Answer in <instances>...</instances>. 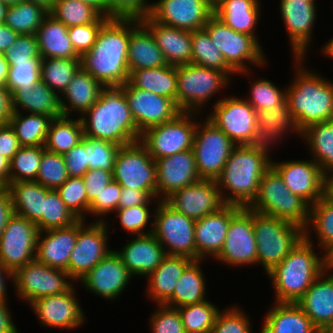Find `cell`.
I'll return each mask as SVG.
<instances>
[{"label": "cell", "instance_id": "1", "mask_svg": "<svg viewBox=\"0 0 333 333\" xmlns=\"http://www.w3.org/2000/svg\"><path fill=\"white\" fill-rule=\"evenodd\" d=\"M129 39L130 19H109L98 32L95 44L80 57L81 68L104 86L127 83Z\"/></svg>", "mask_w": 333, "mask_h": 333}, {"label": "cell", "instance_id": "2", "mask_svg": "<svg viewBox=\"0 0 333 333\" xmlns=\"http://www.w3.org/2000/svg\"><path fill=\"white\" fill-rule=\"evenodd\" d=\"M84 137L111 141L120 146L141 139L121 86H105L100 98L81 117Z\"/></svg>", "mask_w": 333, "mask_h": 333}, {"label": "cell", "instance_id": "3", "mask_svg": "<svg viewBox=\"0 0 333 333\" xmlns=\"http://www.w3.org/2000/svg\"><path fill=\"white\" fill-rule=\"evenodd\" d=\"M304 229V237L292 251L267 273L275 289V302L296 303L327 268L325 253L314 252L312 236ZM323 255V256H322Z\"/></svg>", "mask_w": 333, "mask_h": 333}, {"label": "cell", "instance_id": "4", "mask_svg": "<svg viewBox=\"0 0 333 333\" xmlns=\"http://www.w3.org/2000/svg\"><path fill=\"white\" fill-rule=\"evenodd\" d=\"M294 60L296 76L286 87V101L302 132L313 124L333 120V84L306 69L303 58Z\"/></svg>", "mask_w": 333, "mask_h": 333}, {"label": "cell", "instance_id": "5", "mask_svg": "<svg viewBox=\"0 0 333 333\" xmlns=\"http://www.w3.org/2000/svg\"><path fill=\"white\" fill-rule=\"evenodd\" d=\"M270 166L271 161L263 154L248 145H236L216 179L224 203L248 207L256 198L260 180Z\"/></svg>", "mask_w": 333, "mask_h": 333}, {"label": "cell", "instance_id": "6", "mask_svg": "<svg viewBox=\"0 0 333 333\" xmlns=\"http://www.w3.org/2000/svg\"><path fill=\"white\" fill-rule=\"evenodd\" d=\"M248 208L289 221L304 229L310 205L290 191L279 172L271 165L260 180L258 194Z\"/></svg>", "mask_w": 333, "mask_h": 333}, {"label": "cell", "instance_id": "7", "mask_svg": "<svg viewBox=\"0 0 333 333\" xmlns=\"http://www.w3.org/2000/svg\"><path fill=\"white\" fill-rule=\"evenodd\" d=\"M257 264L266 274L279 264L304 237V229L274 216L253 210Z\"/></svg>", "mask_w": 333, "mask_h": 333}, {"label": "cell", "instance_id": "8", "mask_svg": "<svg viewBox=\"0 0 333 333\" xmlns=\"http://www.w3.org/2000/svg\"><path fill=\"white\" fill-rule=\"evenodd\" d=\"M231 79L217 69L193 63L177 66L176 104L181 112L201 113L202 107Z\"/></svg>", "mask_w": 333, "mask_h": 333}, {"label": "cell", "instance_id": "9", "mask_svg": "<svg viewBox=\"0 0 333 333\" xmlns=\"http://www.w3.org/2000/svg\"><path fill=\"white\" fill-rule=\"evenodd\" d=\"M204 29L208 32L213 44L219 48L227 65L236 74H245L249 71L248 64L261 66L266 63V55L253 36L238 33L227 26L216 15H212ZM249 62V63H247Z\"/></svg>", "mask_w": 333, "mask_h": 333}, {"label": "cell", "instance_id": "10", "mask_svg": "<svg viewBox=\"0 0 333 333\" xmlns=\"http://www.w3.org/2000/svg\"><path fill=\"white\" fill-rule=\"evenodd\" d=\"M154 209L152 234L163 246L167 255L185 256L196 260L195 220L177 212L164 200Z\"/></svg>", "mask_w": 333, "mask_h": 333}, {"label": "cell", "instance_id": "11", "mask_svg": "<svg viewBox=\"0 0 333 333\" xmlns=\"http://www.w3.org/2000/svg\"><path fill=\"white\" fill-rule=\"evenodd\" d=\"M112 175L121 187L145 191L156 198V163L140 140L120 146Z\"/></svg>", "mask_w": 333, "mask_h": 333}, {"label": "cell", "instance_id": "12", "mask_svg": "<svg viewBox=\"0 0 333 333\" xmlns=\"http://www.w3.org/2000/svg\"><path fill=\"white\" fill-rule=\"evenodd\" d=\"M199 114L181 112L168 122L148 128L142 133L140 141L155 161L191 150L198 123L195 117Z\"/></svg>", "mask_w": 333, "mask_h": 333}, {"label": "cell", "instance_id": "13", "mask_svg": "<svg viewBox=\"0 0 333 333\" xmlns=\"http://www.w3.org/2000/svg\"><path fill=\"white\" fill-rule=\"evenodd\" d=\"M205 119V123H197L192 150L200 179L216 180L236 144L221 129Z\"/></svg>", "mask_w": 333, "mask_h": 333}, {"label": "cell", "instance_id": "14", "mask_svg": "<svg viewBox=\"0 0 333 333\" xmlns=\"http://www.w3.org/2000/svg\"><path fill=\"white\" fill-rule=\"evenodd\" d=\"M70 280L66 271L51 268L35 258L13 272L12 284L18 297L30 305L41 297L66 292L73 285Z\"/></svg>", "mask_w": 333, "mask_h": 333}, {"label": "cell", "instance_id": "15", "mask_svg": "<svg viewBox=\"0 0 333 333\" xmlns=\"http://www.w3.org/2000/svg\"><path fill=\"white\" fill-rule=\"evenodd\" d=\"M92 221L86 226V220H78V234L68 264V275L71 281L81 280L112 249L108 247V223Z\"/></svg>", "mask_w": 333, "mask_h": 333}, {"label": "cell", "instance_id": "16", "mask_svg": "<svg viewBox=\"0 0 333 333\" xmlns=\"http://www.w3.org/2000/svg\"><path fill=\"white\" fill-rule=\"evenodd\" d=\"M38 234L35 223L14 213L0 237V262L3 266L14 272L34 260Z\"/></svg>", "mask_w": 333, "mask_h": 333}, {"label": "cell", "instance_id": "17", "mask_svg": "<svg viewBox=\"0 0 333 333\" xmlns=\"http://www.w3.org/2000/svg\"><path fill=\"white\" fill-rule=\"evenodd\" d=\"M207 116L236 145H247L258 124L257 111L245 98L224 97L215 102Z\"/></svg>", "mask_w": 333, "mask_h": 333}, {"label": "cell", "instance_id": "18", "mask_svg": "<svg viewBox=\"0 0 333 333\" xmlns=\"http://www.w3.org/2000/svg\"><path fill=\"white\" fill-rule=\"evenodd\" d=\"M257 244L253 228V210L241 207L232 217L222 250L215 258L234 266L257 264Z\"/></svg>", "mask_w": 333, "mask_h": 333}, {"label": "cell", "instance_id": "19", "mask_svg": "<svg viewBox=\"0 0 333 333\" xmlns=\"http://www.w3.org/2000/svg\"><path fill=\"white\" fill-rule=\"evenodd\" d=\"M123 92L141 134L148 128L174 119L181 113L173 99L138 89L129 81L123 84Z\"/></svg>", "mask_w": 333, "mask_h": 333}, {"label": "cell", "instance_id": "20", "mask_svg": "<svg viewBox=\"0 0 333 333\" xmlns=\"http://www.w3.org/2000/svg\"><path fill=\"white\" fill-rule=\"evenodd\" d=\"M290 191L300 196L310 206L326 194L327 176L313 160L273 162Z\"/></svg>", "mask_w": 333, "mask_h": 333}, {"label": "cell", "instance_id": "21", "mask_svg": "<svg viewBox=\"0 0 333 333\" xmlns=\"http://www.w3.org/2000/svg\"><path fill=\"white\" fill-rule=\"evenodd\" d=\"M213 14L208 0H158L152 3L150 16L163 25L195 31L204 29Z\"/></svg>", "mask_w": 333, "mask_h": 333}, {"label": "cell", "instance_id": "22", "mask_svg": "<svg viewBox=\"0 0 333 333\" xmlns=\"http://www.w3.org/2000/svg\"><path fill=\"white\" fill-rule=\"evenodd\" d=\"M75 285L61 294L41 297L30 306L38 320L46 327L76 329L85 323L83 312L76 298Z\"/></svg>", "mask_w": 333, "mask_h": 333}, {"label": "cell", "instance_id": "23", "mask_svg": "<svg viewBox=\"0 0 333 333\" xmlns=\"http://www.w3.org/2000/svg\"><path fill=\"white\" fill-rule=\"evenodd\" d=\"M164 201L195 221L225 205L216 180L205 179L175 191Z\"/></svg>", "mask_w": 333, "mask_h": 333}, {"label": "cell", "instance_id": "24", "mask_svg": "<svg viewBox=\"0 0 333 333\" xmlns=\"http://www.w3.org/2000/svg\"><path fill=\"white\" fill-rule=\"evenodd\" d=\"M316 3L312 0H280V14L294 58H305L316 21Z\"/></svg>", "mask_w": 333, "mask_h": 333}, {"label": "cell", "instance_id": "25", "mask_svg": "<svg viewBox=\"0 0 333 333\" xmlns=\"http://www.w3.org/2000/svg\"><path fill=\"white\" fill-rule=\"evenodd\" d=\"M132 278L119 255L112 250L80 282L87 291L114 301L124 292Z\"/></svg>", "mask_w": 333, "mask_h": 333}, {"label": "cell", "instance_id": "26", "mask_svg": "<svg viewBox=\"0 0 333 333\" xmlns=\"http://www.w3.org/2000/svg\"><path fill=\"white\" fill-rule=\"evenodd\" d=\"M155 163L157 172L156 197L159 200H165L175 191L201 180L192 149L157 159Z\"/></svg>", "mask_w": 333, "mask_h": 333}, {"label": "cell", "instance_id": "27", "mask_svg": "<svg viewBox=\"0 0 333 333\" xmlns=\"http://www.w3.org/2000/svg\"><path fill=\"white\" fill-rule=\"evenodd\" d=\"M240 208L239 205L225 204L218 211L195 221L196 260L219 255L231 217Z\"/></svg>", "mask_w": 333, "mask_h": 333}, {"label": "cell", "instance_id": "28", "mask_svg": "<svg viewBox=\"0 0 333 333\" xmlns=\"http://www.w3.org/2000/svg\"><path fill=\"white\" fill-rule=\"evenodd\" d=\"M331 271V274L328 272ZM328 274V277L326 276ZM296 304L318 330L333 328V273L325 268Z\"/></svg>", "mask_w": 333, "mask_h": 333}, {"label": "cell", "instance_id": "29", "mask_svg": "<svg viewBox=\"0 0 333 333\" xmlns=\"http://www.w3.org/2000/svg\"><path fill=\"white\" fill-rule=\"evenodd\" d=\"M77 234L78 221L71 226L39 232L36 259L51 268L68 273V264L76 245Z\"/></svg>", "mask_w": 333, "mask_h": 333}, {"label": "cell", "instance_id": "30", "mask_svg": "<svg viewBox=\"0 0 333 333\" xmlns=\"http://www.w3.org/2000/svg\"><path fill=\"white\" fill-rule=\"evenodd\" d=\"M120 251H115L131 276L152 273L166 257V252L153 234L139 235L128 241Z\"/></svg>", "mask_w": 333, "mask_h": 333}, {"label": "cell", "instance_id": "31", "mask_svg": "<svg viewBox=\"0 0 333 333\" xmlns=\"http://www.w3.org/2000/svg\"><path fill=\"white\" fill-rule=\"evenodd\" d=\"M141 21L153 34L167 64L178 66L191 63V31L163 25L156 22L150 15Z\"/></svg>", "mask_w": 333, "mask_h": 333}, {"label": "cell", "instance_id": "32", "mask_svg": "<svg viewBox=\"0 0 333 333\" xmlns=\"http://www.w3.org/2000/svg\"><path fill=\"white\" fill-rule=\"evenodd\" d=\"M165 65H167V61L149 28L141 20L130 19L129 73L137 69L157 68Z\"/></svg>", "mask_w": 333, "mask_h": 333}, {"label": "cell", "instance_id": "33", "mask_svg": "<svg viewBox=\"0 0 333 333\" xmlns=\"http://www.w3.org/2000/svg\"><path fill=\"white\" fill-rule=\"evenodd\" d=\"M104 87L91 74L80 68L60 95L63 116L70 117L74 111L81 117L100 98Z\"/></svg>", "mask_w": 333, "mask_h": 333}, {"label": "cell", "instance_id": "34", "mask_svg": "<svg viewBox=\"0 0 333 333\" xmlns=\"http://www.w3.org/2000/svg\"><path fill=\"white\" fill-rule=\"evenodd\" d=\"M193 259L166 255L161 264L146 278V292L156 304H163L174 292L178 279Z\"/></svg>", "mask_w": 333, "mask_h": 333}, {"label": "cell", "instance_id": "35", "mask_svg": "<svg viewBox=\"0 0 333 333\" xmlns=\"http://www.w3.org/2000/svg\"><path fill=\"white\" fill-rule=\"evenodd\" d=\"M11 103L13 112H21L20 109H23L22 111L47 115L53 119L63 116L60 96L42 80L36 82L33 88L16 90L11 95Z\"/></svg>", "mask_w": 333, "mask_h": 333}, {"label": "cell", "instance_id": "36", "mask_svg": "<svg viewBox=\"0 0 333 333\" xmlns=\"http://www.w3.org/2000/svg\"><path fill=\"white\" fill-rule=\"evenodd\" d=\"M259 0H221L213 7L214 15L238 33L253 36L257 41L256 26L260 16Z\"/></svg>", "mask_w": 333, "mask_h": 333}, {"label": "cell", "instance_id": "37", "mask_svg": "<svg viewBox=\"0 0 333 333\" xmlns=\"http://www.w3.org/2000/svg\"><path fill=\"white\" fill-rule=\"evenodd\" d=\"M260 333H318L310 318L296 303H278L266 313Z\"/></svg>", "mask_w": 333, "mask_h": 333}, {"label": "cell", "instance_id": "38", "mask_svg": "<svg viewBox=\"0 0 333 333\" xmlns=\"http://www.w3.org/2000/svg\"><path fill=\"white\" fill-rule=\"evenodd\" d=\"M36 37L42 58H80L72 46L68 27L49 13L37 30Z\"/></svg>", "mask_w": 333, "mask_h": 333}, {"label": "cell", "instance_id": "39", "mask_svg": "<svg viewBox=\"0 0 333 333\" xmlns=\"http://www.w3.org/2000/svg\"><path fill=\"white\" fill-rule=\"evenodd\" d=\"M15 214L37 224L42 219L44 200L50 190L36 181L10 182L5 187Z\"/></svg>", "mask_w": 333, "mask_h": 333}, {"label": "cell", "instance_id": "40", "mask_svg": "<svg viewBox=\"0 0 333 333\" xmlns=\"http://www.w3.org/2000/svg\"><path fill=\"white\" fill-rule=\"evenodd\" d=\"M203 260H193L178 279L173 294L163 303L172 308L198 304L206 301V281L202 268Z\"/></svg>", "mask_w": 333, "mask_h": 333}, {"label": "cell", "instance_id": "41", "mask_svg": "<svg viewBox=\"0 0 333 333\" xmlns=\"http://www.w3.org/2000/svg\"><path fill=\"white\" fill-rule=\"evenodd\" d=\"M129 82L136 88L153 92L176 102L177 66L165 65L157 68L133 70Z\"/></svg>", "mask_w": 333, "mask_h": 333}, {"label": "cell", "instance_id": "42", "mask_svg": "<svg viewBox=\"0 0 333 333\" xmlns=\"http://www.w3.org/2000/svg\"><path fill=\"white\" fill-rule=\"evenodd\" d=\"M313 160L328 176L333 172V120L316 123L301 132Z\"/></svg>", "mask_w": 333, "mask_h": 333}, {"label": "cell", "instance_id": "43", "mask_svg": "<svg viewBox=\"0 0 333 333\" xmlns=\"http://www.w3.org/2000/svg\"><path fill=\"white\" fill-rule=\"evenodd\" d=\"M84 138L81 118L61 116L53 119L45 141V150L64 155Z\"/></svg>", "mask_w": 333, "mask_h": 333}, {"label": "cell", "instance_id": "44", "mask_svg": "<svg viewBox=\"0 0 333 333\" xmlns=\"http://www.w3.org/2000/svg\"><path fill=\"white\" fill-rule=\"evenodd\" d=\"M12 112L9 124L14 129L21 147L44 146L52 117L33 114L23 115Z\"/></svg>", "mask_w": 333, "mask_h": 333}, {"label": "cell", "instance_id": "45", "mask_svg": "<svg viewBox=\"0 0 333 333\" xmlns=\"http://www.w3.org/2000/svg\"><path fill=\"white\" fill-rule=\"evenodd\" d=\"M315 232L319 247L327 255L333 248V198L327 193L310 206L307 225Z\"/></svg>", "mask_w": 333, "mask_h": 333}, {"label": "cell", "instance_id": "46", "mask_svg": "<svg viewBox=\"0 0 333 333\" xmlns=\"http://www.w3.org/2000/svg\"><path fill=\"white\" fill-rule=\"evenodd\" d=\"M191 63L224 72L230 79L236 73L227 65L222 52L210 39L205 29L191 31ZM232 75V76H231Z\"/></svg>", "mask_w": 333, "mask_h": 333}, {"label": "cell", "instance_id": "47", "mask_svg": "<svg viewBox=\"0 0 333 333\" xmlns=\"http://www.w3.org/2000/svg\"><path fill=\"white\" fill-rule=\"evenodd\" d=\"M49 14L68 28L89 23H106L109 20L78 0H55Z\"/></svg>", "mask_w": 333, "mask_h": 333}, {"label": "cell", "instance_id": "48", "mask_svg": "<svg viewBox=\"0 0 333 333\" xmlns=\"http://www.w3.org/2000/svg\"><path fill=\"white\" fill-rule=\"evenodd\" d=\"M80 68V58H42L41 80L60 95Z\"/></svg>", "mask_w": 333, "mask_h": 333}, {"label": "cell", "instance_id": "49", "mask_svg": "<svg viewBox=\"0 0 333 333\" xmlns=\"http://www.w3.org/2000/svg\"><path fill=\"white\" fill-rule=\"evenodd\" d=\"M48 12L41 6L25 1L16 5L8 6L5 21L9 28L22 34L36 35Z\"/></svg>", "mask_w": 333, "mask_h": 333}, {"label": "cell", "instance_id": "50", "mask_svg": "<svg viewBox=\"0 0 333 333\" xmlns=\"http://www.w3.org/2000/svg\"><path fill=\"white\" fill-rule=\"evenodd\" d=\"M79 219L61 200L57 190L50 189L44 200L42 219L36 224L39 232L71 226Z\"/></svg>", "mask_w": 333, "mask_h": 333}, {"label": "cell", "instance_id": "51", "mask_svg": "<svg viewBox=\"0 0 333 333\" xmlns=\"http://www.w3.org/2000/svg\"><path fill=\"white\" fill-rule=\"evenodd\" d=\"M177 309L186 333H211L216 316L220 311L208 300Z\"/></svg>", "mask_w": 333, "mask_h": 333}, {"label": "cell", "instance_id": "52", "mask_svg": "<svg viewBox=\"0 0 333 333\" xmlns=\"http://www.w3.org/2000/svg\"><path fill=\"white\" fill-rule=\"evenodd\" d=\"M44 146L21 147L10 161V182L36 181Z\"/></svg>", "mask_w": 333, "mask_h": 333}, {"label": "cell", "instance_id": "53", "mask_svg": "<svg viewBox=\"0 0 333 333\" xmlns=\"http://www.w3.org/2000/svg\"><path fill=\"white\" fill-rule=\"evenodd\" d=\"M9 72L5 87L12 95L16 90L33 88L41 80L42 56L33 57L28 61L8 62Z\"/></svg>", "mask_w": 333, "mask_h": 333}, {"label": "cell", "instance_id": "54", "mask_svg": "<svg viewBox=\"0 0 333 333\" xmlns=\"http://www.w3.org/2000/svg\"><path fill=\"white\" fill-rule=\"evenodd\" d=\"M251 83L249 97L245 99L257 112L271 110L286 102V88L280 90L268 79H258Z\"/></svg>", "mask_w": 333, "mask_h": 333}, {"label": "cell", "instance_id": "55", "mask_svg": "<svg viewBox=\"0 0 333 333\" xmlns=\"http://www.w3.org/2000/svg\"><path fill=\"white\" fill-rule=\"evenodd\" d=\"M68 178L64 156L45 150L36 182L47 189L57 190Z\"/></svg>", "mask_w": 333, "mask_h": 333}, {"label": "cell", "instance_id": "56", "mask_svg": "<svg viewBox=\"0 0 333 333\" xmlns=\"http://www.w3.org/2000/svg\"><path fill=\"white\" fill-rule=\"evenodd\" d=\"M257 121L258 125L265 126V131H275L281 137L289 131H294L301 137V131L298 129L287 101L271 110L257 112Z\"/></svg>", "mask_w": 333, "mask_h": 333}, {"label": "cell", "instance_id": "57", "mask_svg": "<svg viewBox=\"0 0 333 333\" xmlns=\"http://www.w3.org/2000/svg\"><path fill=\"white\" fill-rule=\"evenodd\" d=\"M61 200L78 218L85 220L88 214V198L82 177H69L58 189ZM87 212V214H86Z\"/></svg>", "mask_w": 333, "mask_h": 333}, {"label": "cell", "instance_id": "58", "mask_svg": "<svg viewBox=\"0 0 333 333\" xmlns=\"http://www.w3.org/2000/svg\"><path fill=\"white\" fill-rule=\"evenodd\" d=\"M119 148L120 145L111 141L85 137V149H89V170L102 169L113 172Z\"/></svg>", "mask_w": 333, "mask_h": 333}, {"label": "cell", "instance_id": "59", "mask_svg": "<svg viewBox=\"0 0 333 333\" xmlns=\"http://www.w3.org/2000/svg\"><path fill=\"white\" fill-rule=\"evenodd\" d=\"M149 205H137L128 208H118L115 212L119 217L120 225L131 234L136 236L152 234V227L146 232L145 227L149 224L151 216Z\"/></svg>", "mask_w": 333, "mask_h": 333}, {"label": "cell", "instance_id": "60", "mask_svg": "<svg viewBox=\"0 0 333 333\" xmlns=\"http://www.w3.org/2000/svg\"><path fill=\"white\" fill-rule=\"evenodd\" d=\"M216 316L211 333H252L249 318L238 306L224 308Z\"/></svg>", "mask_w": 333, "mask_h": 333}, {"label": "cell", "instance_id": "61", "mask_svg": "<svg viewBox=\"0 0 333 333\" xmlns=\"http://www.w3.org/2000/svg\"><path fill=\"white\" fill-rule=\"evenodd\" d=\"M109 19L142 20L151 13L152 3L148 0H107Z\"/></svg>", "mask_w": 333, "mask_h": 333}, {"label": "cell", "instance_id": "62", "mask_svg": "<svg viewBox=\"0 0 333 333\" xmlns=\"http://www.w3.org/2000/svg\"><path fill=\"white\" fill-rule=\"evenodd\" d=\"M154 311L150 319L151 333H186L177 308L164 304Z\"/></svg>", "mask_w": 333, "mask_h": 333}, {"label": "cell", "instance_id": "63", "mask_svg": "<svg viewBox=\"0 0 333 333\" xmlns=\"http://www.w3.org/2000/svg\"><path fill=\"white\" fill-rule=\"evenodd\" d=\"M121 190V185L113 180L107 185L101 194L90 203L89 213L91 215L100 216L97 221H105L104 218H102L103 215L107 216L106 214L113 213L118 209Z\"/></svg>", "mask_w": 333, "mask_h": 333}, {"label": "cell", "instance_id": "64", "mask_svg": "<svg viewBox=\"0 0 333 333\" xmlns=\"http://www.w3.org/2000/svg\"><path fill=\"white\" fill-rule=\"evenodd\" d=\"M3 55L7 62L28 61L30 58L41 56L36 35H19Z\"/></svg>", "mask_w": 333, "mask_h": 333}, {"label": "cell", "instance_id": "65", "mask_svg": "<svg viewBox=\"0 0 333 333\" xmlns=\"http://www.w3.org/2000/svg\"><path fill=\"white\" fill-rule=\"evenodd\" d=\"M105 23H89L68 28L75 52L81 57L95 44L98 32Z\"/></svg>", "mask_w": 333, "mask_h": 333}, {"label": "cell", "instance_id": "66", "mask_svg": "<svg viewBox=\"0 0 333 333\" xmlns=\"http://www.w3.org/2000/svg\"><path fill=\"white\" fill-rule=\"evenodd\" d=\"M63 156L69 177H83L89 170V149H85V137Z\"/></svg>", "mask_w": 333, "mask_h": 333}, {"label": "cell", "instance_id": "67", "mask_svg": "<svg viewBox=\"0 0 333 333\" xmlns=\"http://www.w3.org/2000/svg\"><path fill=\"white\" fill-rule=\"evenodd\" d=\"M82 178L86 187L89 214L90 203L113 181V175L112 172H107L102 169H93L88 170Z\"/></svg>", "mask_w": 333, "mask_h": 333}, {"label": "cell", "instance_id": "68", "mask_svg": "<svg viewBox=\"0 0 333 333\" xmlns=\"http://www.w3.org/2000/svg\"><path fill=\"white\" fill-rule=\"evenodd\" d=\"M281 138L282 137L277 132L265 131V126L257 124L255 132L247 145L253 151L263 154L267 159L272 161L270 158L271 156L269 155L272 146H274L272 143L276 144L275 142L279 141Z\"/></svg>", "mask_w": 333, "mask_h": 333}, {"label": "cell", "instance_id": "69", "mask_svg": "<svg viewBox=\"0 0 333 333\" xmlns=\"http://www.w3.org/2000/svg\"><path fill=\"white\" fill-rule=\"evenodd\" d=\"M20 148L18 138L10 124L0 125V154L11 161Z\"/></svg>", "mask_w": 333, "mask_h": 333}, {"label": "cell", "instance_id": "70", "mask_svg": "<svg viewBox=\"0 0 333 333\" xmlns=\"http://www.w3.org/2000/svg\"><path fill=\"white\" fill-rule=\"evenodd\" d=\"M152 200L155 202V198H152L145 191L122 187L118 208H128L137 205H151Z\"/></svg>", "mask_w": 333, "mask_h": 333}, {"label": "cell", "instance_id": "71", "mask_svg": "<svg viewBox=\"0 0 333 333\" xmlns=\"http://www.w3.org/2000/svg\"><path fill=\"white\" fill-rule=\"evenodd\" d=\"M13 214L10 194L5 187H0V237Z\"/></svg>", "mask_w": 333, "mask_h": 333}, {"label": "cell", "instance_id": "72", "mask_svg": "<svg viewBox=\"0 0 333 333\" xmlns=\"http://www.w3.org/2000/svg\"><path fill=\"white\" fill-rule=\"evenodd\" d=\"M12 112L11 94L5 86H0V125L9 123Z\"/></svg>", "mask_w": 333, "mask_h": 333}, {"label": "cell", "instance_id": "73", "mask_svg": "<svg viewBox=\"0 0 333 333\" xmlns=\"http://www.w3.org/2000/svg\"><path fill=\"white\" fill-rule=\"evenodd\" d=\"M8 300H0V333H18L17 327L11 319Z\"/></svg>", "mask_w": 333, "mask_h": 333}, {"label": "cell", "instance_id": "74", "mask_svg": "<svg viewBox=\"0 0 333 333\" xmlns=\"http://www.w3.org/2000/svg\"><path fill=\"white\" fill-rule=\"evenodd\" d=\"M18 36L19 34L6 24H0V54H3L15 42Z\"/></svg>", "mask_w": 333, "mask_h": 333}, {"label": "cell", "instance_id": "75", "mask_svg": "<svg viewBox=\"0 0 333 333\" xmlns=\"http://www.w3.org/2000/svg\"><path fill=\"white\" fill-rule=\"evenodd\" d=\"M10 183V161L0 154V187Z\"/></svg>", "mask_w": 333, "mask_h": 333}, {"label": "cell", "instance_id": "76", "mask_svg": "<svg viewBox=\"0 0 333 333\" xmlns=\"http://www.w3.org/2000/svg\"><path fill=\"white\" fill-rule=\"evenodd\" d=\"M6 278L13 280V272L5 268L0 262V300H7V284L5 282Z\"/></svg>", "mask_w": 333, "mask_h": 333}, {"label": "cell", "instance_id": "77", "mask_svg": "<svg viewBox=\"0 0 333 333\" xmlns=\"http://www.w3.org/2000/svg\"><path fill=\"white\" fill-rule=\"evenodd\" d=\"M81 1L93 9H95L101 16L109 19V8L107 0H78Z\"/></svg>", "mask_w": 333, "mask_h": 333}, {"label": "cell", "instance_id": "78", "mask_svg": "<svg viewBox=\"0 0 333 333\" xmlns=\"http://www.w3.org/2000/svg\"><path fill=\"white\" fill-rule=\"evenodd\" d=\"M9 72V63L3 54H0V86H5Z\"/></svg>", "mask_w": 333, "mask_h": 333}, {"label": "cell", "instance_id": "79", "mask_svg": "<svg viewBox=\"0 0 333 333\" xmlns=\"http://www.w3.org/2000/svg\"><path fill=\"white\" fill-rule=\"evenodd\" d=\"M28 2L34 3L35 5L41 6L48 13L51 11L55 0H26Z\"/></svg>", "mask_w": 333, "mask_h": 333}, {"label": "cell", "instance_id": "80", "mask_svg": "<svg viewBox=\"0 0 333 333\" xmlns=\"http://www.w3.org/2000/svg\"><path fill=\"white\" fill-rule=\"evenodd\" d=\"M323 46L321 51L329 58H333V37Z\"/></svg>", "mask_w": 333, "mask_h": 333}]
</instances>
